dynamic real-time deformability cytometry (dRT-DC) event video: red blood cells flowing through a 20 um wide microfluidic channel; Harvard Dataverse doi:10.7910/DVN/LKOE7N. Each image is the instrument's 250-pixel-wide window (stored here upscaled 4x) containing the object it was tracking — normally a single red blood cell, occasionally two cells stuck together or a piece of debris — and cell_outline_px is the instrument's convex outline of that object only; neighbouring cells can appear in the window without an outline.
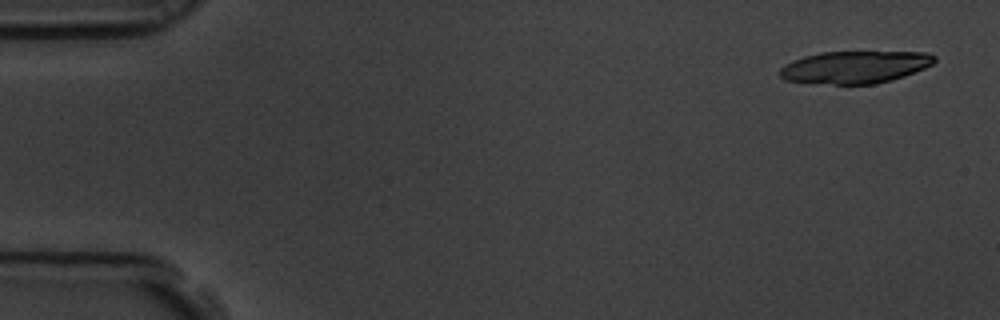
{"species": "common noctule bat (a hibernating species)", "species_latin": "Nyctalus noctula", "temperature_condition": "room temperature", "stored_images_in_passage": 15, "camera_frame_rate_fps": 3000, "um_per_image_px": 0.085, "animal": {"sex": "male", "body_mass_g": 19.5, "forearm_length_mm": 54.6}, "frame": {"image": 1, "passage_image": 1, "time_ms": 0.0, "image_size_px": [1000, 320], "cell_outline_px": [[936, 60], [932, 64], [924, 68], [904, 76], [892, 80], [872, 84], [832, 84], [784, 80], [780, 76], [780, 68], [784, 64], [792, 60], [804, 56], [820, 52], [928, 52], [936, 56]], "centroid_in_image_um": [72.67, 5.7], "position_along_channel_um": 12.3, "area_um2": 29.13}}
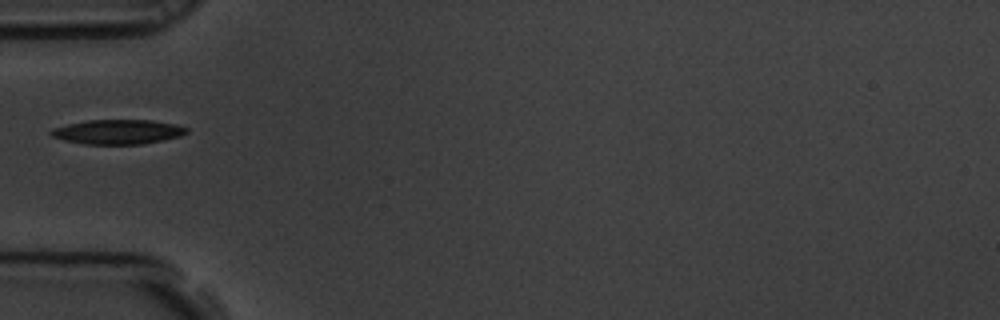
{"frame": {"image": 2, "passage_image": 5, "time_ms": 1.333, "image_size_px": [1000, 320], "cell_outline_px": [[188, 132], [180, 136], [164, 140], [140, 144], [84, 144], [64, 140], [52, 136], [48, 132], [52, 128], [68, 124], [88, 120], [152, 120], [176, 124], [188, 128]], "centroid_in_image_um": [10.02, 11.2], "position_along_channel_um": 75.0, "area_um2": 19.42}}
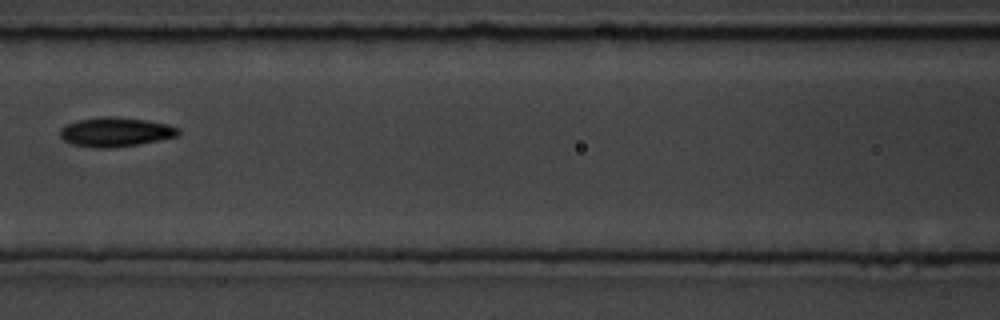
{"frame": {"image": 3, "passage_image": 7, "time_ms": 2.0, "image_size_px": [1000, 320], "cell_outline_px": [[180, 132], [176, 136], [136, 144], [112, 148], [96, 148], [72, 144], [64, 140], [60, 136], [60, 128], [68, 124], [80, 120], [104, 116], [116, 116], [148, 120], [168, 124], [180, 128]], "centroid_in_image_um": [9.82, 11.21], "position_along_channel_um": 156.8, "area_um2": 20.06}}